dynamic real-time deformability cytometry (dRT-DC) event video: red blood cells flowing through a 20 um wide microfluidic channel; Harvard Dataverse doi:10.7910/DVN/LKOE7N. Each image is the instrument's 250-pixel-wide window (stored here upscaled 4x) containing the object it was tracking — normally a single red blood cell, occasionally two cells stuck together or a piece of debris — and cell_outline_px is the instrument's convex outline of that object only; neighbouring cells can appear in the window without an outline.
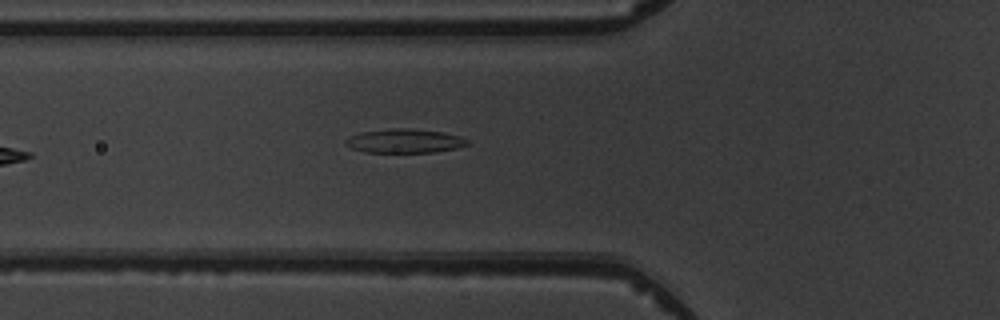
{"species": "common noctule bat (a hibernating species)", "species_latin": "Nyctalus noctula", "temperature_condition": "warm", "stored_images_in_passage": 6, "camera_frame_rate_fps": 3000, "um_per_image_px": 0.085, "animal": {"sex": "male", "body_mass_g": 19.5, "forearm_length_mm": 54.6}, "frame": {"image": 1, "passage_image": 6, "time_ms": 6.0, "image_size_px": [1000, 320], "cell_outline_px": [[468, 144], [460, 148], [436, 152], [364, 152], [352, 148], [344, 144], [344, 140], [348, 136], [360, 132], [392, 128], [412, 128], [444, 132], [460, 136], [468, 140]], "centroid_in_image_um": [34.39, 11.97], "position_along_channel_um": 91.4, "area_um2": 17.28}}